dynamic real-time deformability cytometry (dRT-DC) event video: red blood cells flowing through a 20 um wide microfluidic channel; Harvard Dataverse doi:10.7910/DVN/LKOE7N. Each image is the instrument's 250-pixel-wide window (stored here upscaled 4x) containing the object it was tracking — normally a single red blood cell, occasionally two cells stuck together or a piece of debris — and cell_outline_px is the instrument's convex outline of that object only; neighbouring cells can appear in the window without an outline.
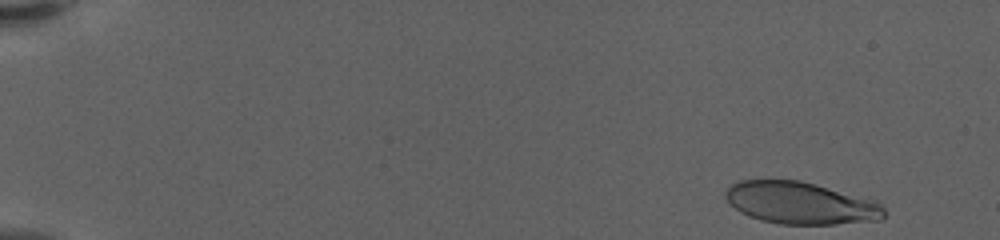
{"species": "human", "species_latin": "Homo sapiens", "temperature_condition": "warm", "stored_images_in_passage": 55, "camera_frame_rate_fps": 3000, "um_per_image_px": 0.085, "donor": {"sex": "female"}, "frame": {"image": 1, "passage_image": 1, "time_ms": 0.0, "image_size_px": [1000, 240], "cell_outline_px": [[884, 216], [880, 220], [836, 224], [780, 224], [760, 220], [748, 216], [740, 212], [724, 196], [724, 192], [732, 184], [740, 180], [800, 180], [816, 184], [876, 200], [884, 208]], "centroid_in_image_um": [68.06, 17.26], "position_along_channel_um": 16.9, "area_um2": 38.96}}
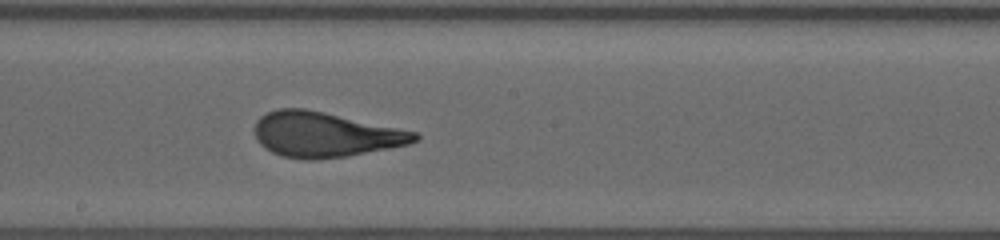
{"frame": {"image": 2, "passage_image": 31, "time_ms": 10.0, "image_size_px": [1000, 240], "cell_outline_px": [[420, 140], [408, 144], [348, 156], [316, 160], [304, 160], [280, 156], [264, 148], [256, 140], [256, 120], [260, 116], [268, 112], [280, 108], [304, 108], [324, 112], [416, 132], [420, 136]], "centroid_in_image_um": [27.6, 11.45], "position_along_channel_um": 220.6, "area_um2": 41.91}}
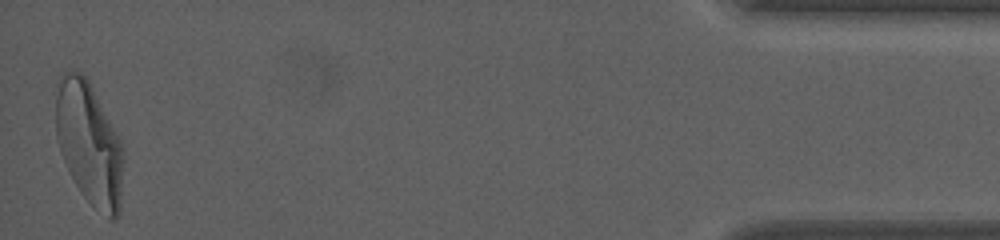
{"frame": {"image": 3, "passage_image": 55, "time_ms": 18.0, "image_size_px": [1000, 240], "cell_outline_px": [[124, 160], [120, 212], [116, 220], [108, 220], [80, 192], [60, 152], [56, 136], [56, 96], [60, 76], [64, 72], [80, 72], [88, 80], [116, 132], [120, 140], [124, 152]], "centroid_in_image_um": [7.6, 12.26], "position_along_channel_um": 427.6, "area_um2": 48.09}, "authors_computed_cell_mechanics": {"area_um2": 41.616, "velocity_mm_per_s": 3.551, "shape_relaxation_time_tau1_ms": 5.0727, "shape_relaxation_time_tau2_ms": 0.8305, "deformation_change_tau1": 0.2333, "deformation_change_tau2": 0.0871}}